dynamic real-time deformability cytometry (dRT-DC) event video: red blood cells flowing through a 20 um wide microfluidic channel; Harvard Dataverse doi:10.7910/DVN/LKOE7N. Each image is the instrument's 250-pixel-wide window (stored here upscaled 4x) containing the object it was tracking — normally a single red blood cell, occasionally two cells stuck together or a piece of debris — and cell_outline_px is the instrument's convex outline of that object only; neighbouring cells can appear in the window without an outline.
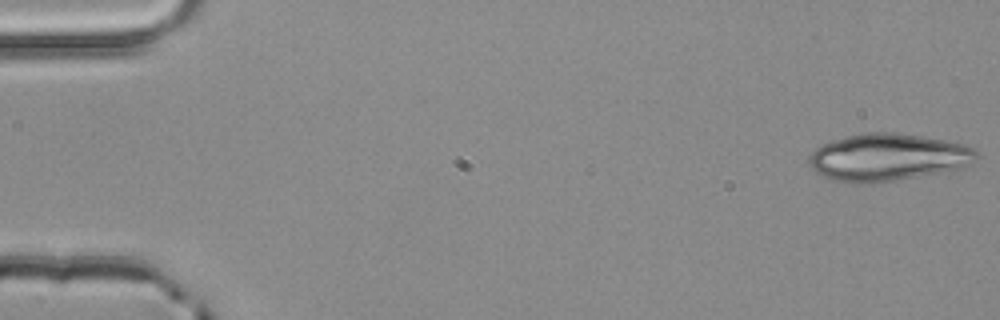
{"species": "common noctule bat (a hibernating species)", "species_latin": "Nyctalus noctula", "temperature_condition": "room temperature", "stored_images_in_passage": 4, "camera_frame_rate_fps": 3000, "um_per_image_px": 0.085, "animal": {"sex": "male", "body_mass_g": 20.4}, "frame": {"image": 1, "passage_image": 1, "time_ms": 0.0, "image_size_px": [1000, 320], "cell_outline_px": [[980, 156], [972, 164], [964, 168], [944, 172], [872, 184], [852, 184], [832, 180], [816, 172], [808, 164], [808, 156], [816, 148], [832, 140], [864, 132], [892, 132], [920, 136], [944, 140], [964, 144], [972, 148]], "centroid_in_image_um": [75.47, 13.39], "position_along_channel_um": 9.5, "area_um2": 46.59}}